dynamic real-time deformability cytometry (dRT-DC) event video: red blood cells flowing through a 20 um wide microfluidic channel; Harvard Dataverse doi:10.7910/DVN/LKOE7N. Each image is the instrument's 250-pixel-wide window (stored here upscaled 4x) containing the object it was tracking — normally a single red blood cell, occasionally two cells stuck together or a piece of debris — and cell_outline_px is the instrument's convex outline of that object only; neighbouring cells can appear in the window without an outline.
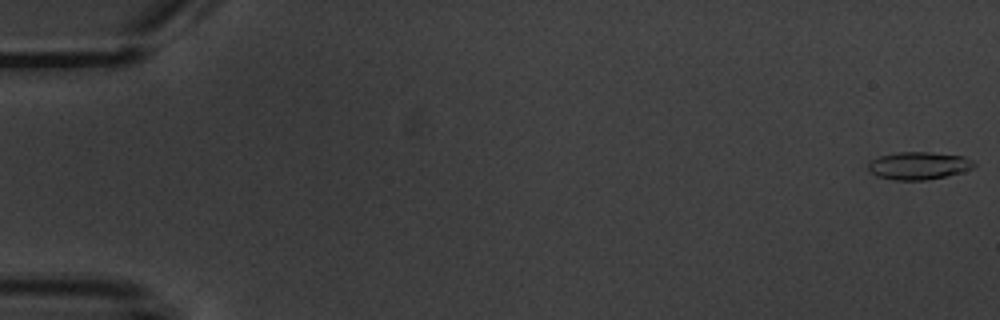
{"species": "common noctule bat (a hibernating species)", "species_latin": "Nyctalus noctula", "temperature_condition": "warm", "stored_images_in_passage": 6, "camera_frame_rate_fps": 3000, "um_per_image_px": 0.085, "animal": {"sex": "male", "body_mass_g": 20.1, "forearm_length_mm": 53.5}, "frame": {"image": 1, "passage_image": 1, "time_ms": 0.0, "image_size_px": [1000, 320], "cell_outline_px": [[976, 164], [972, 168], [964, 172], [924, 180], [892, 180], [876, 176], [868, 168], [868, 160], [880, 156], [896, 152], [932, 152], [964, 156], [972, 160]], "centroid_in_image_um": [78.07, 14.07], "position_along_channel_um": 6.9, "area_um2": 17.17}}
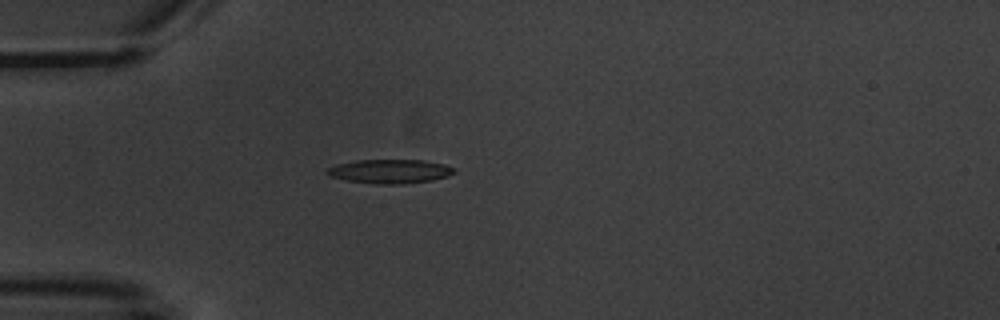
{"frame": {"image": 2, "passage_image": 5, "time_ms": 5.333, "image_size_px": [1000, 320], "cell_outline_px": [[456, 172], [448, 176], [432, 180], [400, 184], [376, 184], [344, 180], [328, 176], [324, 172], [328, 168], [336, 164], [356, 160], [424, 160], [444, 164], [456, 168]], "centroid_in_image_um": [33.12, 14.56], "position_along_channel_um": 51.9, "area_um2": 17.98}}